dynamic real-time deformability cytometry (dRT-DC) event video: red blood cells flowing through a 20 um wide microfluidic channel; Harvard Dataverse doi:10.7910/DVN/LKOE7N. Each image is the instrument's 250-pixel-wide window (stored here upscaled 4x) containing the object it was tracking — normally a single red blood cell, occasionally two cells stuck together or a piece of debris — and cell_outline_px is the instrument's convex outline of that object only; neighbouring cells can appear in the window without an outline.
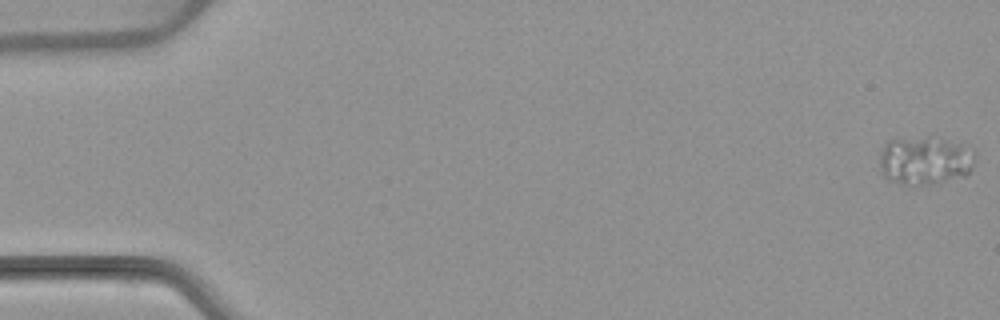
{"species": "common noctule bat (a hibernating species)", "species_latin": "Nyctalus noctula", "temperature_condition": "warm", "stored_images_in_passage": 54, "camera_frame_rate_fps": 3000, "um_per_image_px": 0.085, "animal": {"sex": "female", "body_mass_g": 22.7, "forearm_length_mm": 54.2}, "frame": {"image": 1, "passage_image": 1, "time_ms": 0.0, "image_size_px": [1000, 320], "cell_outline_px": [[976, 160], [972, 168], [964, 176], [936, 184], [900, 184], [888, 180], [880, 172], [880, 152], [884, 144], [888, 140], [944, 140], [968, 144], [976, 152]], "centroid_in_image_um": [78.66, 13.69], "position_along_channel_um": 6.3, "area_um2": 26.7}}
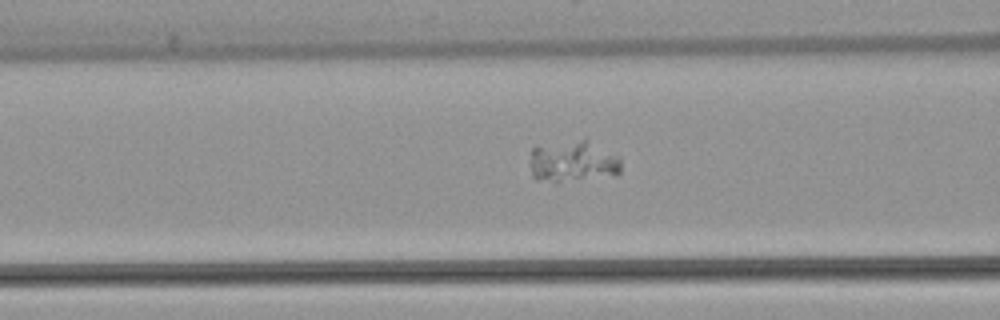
{"frame": {"image": 2, "passage_image": 22, "time_ms": 7.0, "image_size_px": [1000, 320], "cell_outline_px": [[620, 172], [616, 176], [556, 184], [536, 180], [532, 176], [532, 148], [584, 136], [620, 156]], "centroid_in_image_um": [48.77, 13.74], "position_along_channel_um": 117.8, "area_um2": 23.18}}
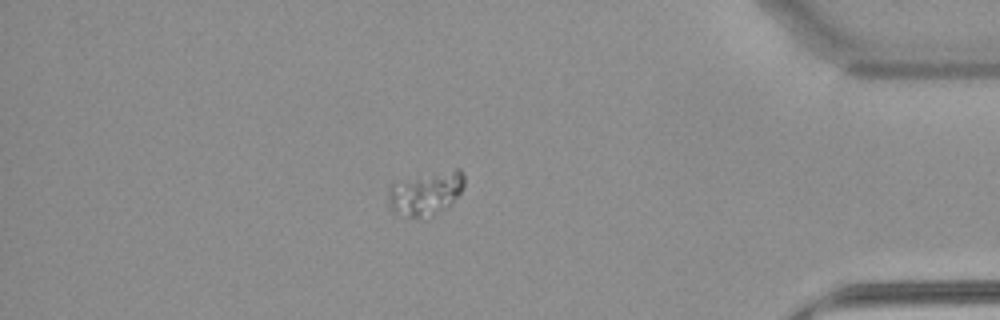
{"frame": {"image": 3, "passage_image": 47, "time_ms": 15.333, "image_size_px": [1000, 320], "cell_outline_px": [[464, 184], [460, 192], [452, 204], [448, 208], [432, 216], [396, 216], [388, 208], [388, 184], [456, 168], [460, 168], [464, 172]], "centroid_in_image_um": [36.17, 16.46], "position_along_channel_um": 399.0, "area_um2": 19.54}}